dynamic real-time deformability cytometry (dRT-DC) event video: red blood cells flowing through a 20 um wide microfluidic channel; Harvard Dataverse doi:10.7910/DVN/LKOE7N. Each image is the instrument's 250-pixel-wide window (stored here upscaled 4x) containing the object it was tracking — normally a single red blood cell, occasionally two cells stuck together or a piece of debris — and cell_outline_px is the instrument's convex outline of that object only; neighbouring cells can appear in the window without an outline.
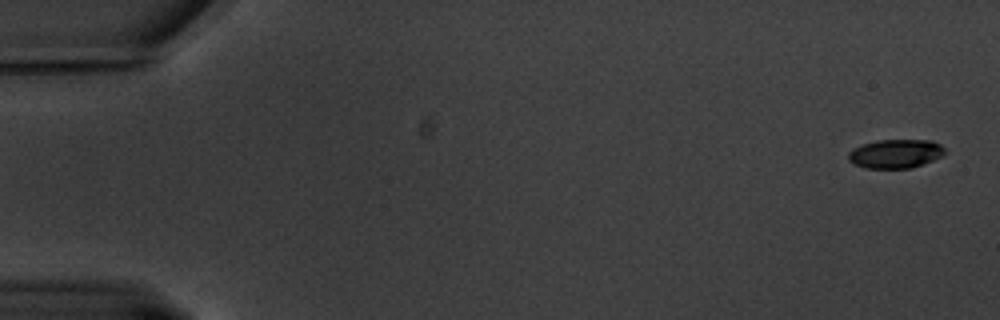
{"species": "common noctule bat (a hibernating species)", "species_latin": "Nyctalus noctula", "temperature_condition": "warm", "stored_images_in_passage": 61, "camera_frame_rate_fps": 3000, "um_per_image_px": 0.085, "animal": {"sex": "male", "body_mass_g": 20.1, "forearm_length_mm": 53.5}, "frame": {"image": 1, "passage_image": 1, "time_ms": 0.0, "image_size_px": [1000, 320], "cell_outline_px": [[948, 152], [944, 156], [912, 168], [864, 168], [852, 164], [848, 160], [848, 152], [852, 148], [860, 144], [876, 140], [932, 140], [940, 144]], "centroid_in_image_um": [76.11, 13.06], "position_along_channel_um": 8.9, "area_um2": 16.65}}
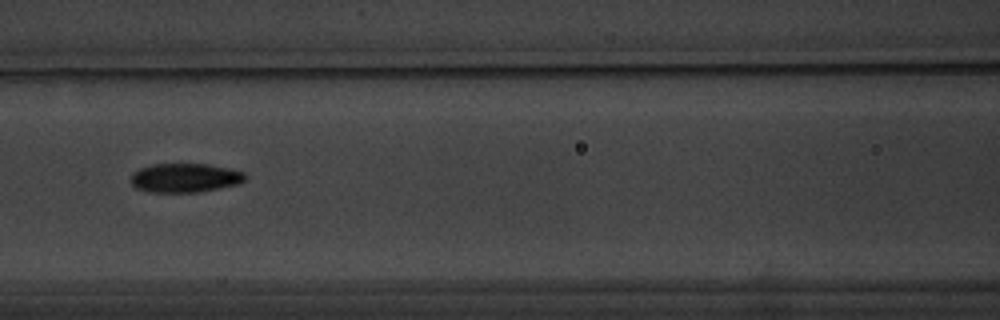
{"frame": {"image": 2, "passage_image": 27, "time_ms": 8.667, "image_size_px": [1000, 320], "cell_outline_px": [[244, 180], [240, 184], [200, 192], [148, 192], [136, 188], [132, 184], [132, 172], [140, 168], [152, 164], [208, 164], [228, 168], [244, 172]], "centroid_in_image_um": [15.72, 15.12], "position_along_channel_um": 150.9, "area_um2": 19.36}}
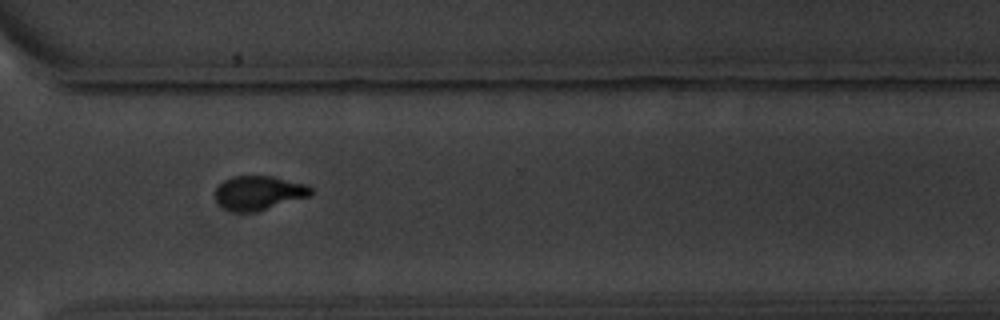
{"frame": {"image": 3, "passage_image": 45, "time_ms": 14.667, "image_size_px": [1000, 320], "cell_outline_px": [[312, 192], [308, 196], [252, 212], [236, 212], [224, 208], [216, 200], [216, 188], [224, 180], [232, 176], [272, 176], [308, 184], [312, 188]], "centroid_in_image_um": [21.98, 16.37], "position_along_channel_um": 348.6, "area_um2": 18.67}, "authors_computed_cell_mechanics": {"area_um2": 19.0162, "velocity_mm_per_s": 3.3052, "shape_relaxation_time_tau1_ms": 3.3073, "shape_relaxation_time_tau2_ms": 3.0597, "deformation_change_tau1": 0.1649, "deformation_change_tau2": 0.0561}}